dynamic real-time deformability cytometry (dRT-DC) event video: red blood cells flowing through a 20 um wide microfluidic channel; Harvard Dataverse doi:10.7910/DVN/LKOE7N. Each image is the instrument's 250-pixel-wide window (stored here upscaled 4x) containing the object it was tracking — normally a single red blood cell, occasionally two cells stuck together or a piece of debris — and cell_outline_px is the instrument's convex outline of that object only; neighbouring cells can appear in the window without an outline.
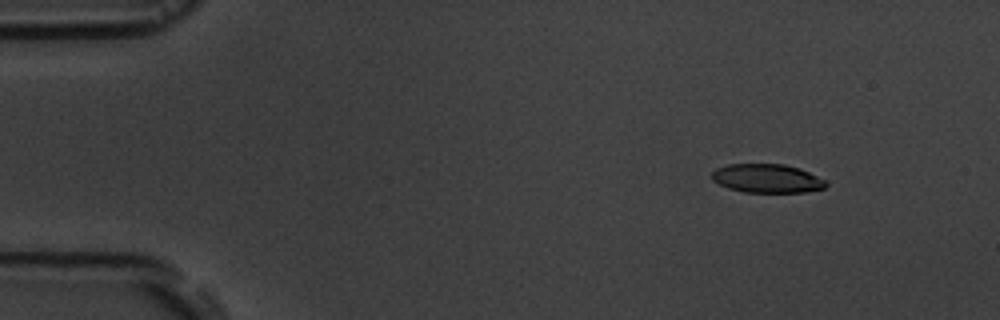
{"species": "common noctule bat (a hibernating species)", "species_latin": "Nyctalus noctula", "temperature_condition": "room temperature", "stored_images_in_passage": 6, "camera_frame_rate_fps": 3000, "um_per_image_px": 0.085, "animal": {"sex": "male", "body_mass_g": 19.5, "forearm_length_mm": 54.6}, "frame": {"image": 1, "passage_image": 2, "time_ms": 1.0, "image_size_px": [1000, 320], "cell_outline_px": [[828, 184], [824, 188], [804, 192], [744, 192], [728, 188], [712, 180], [712, 172], [716, 168], [728, 164], [784, 164], [800, 168], [828, 180]], "centroid_in_image_um": [65.23, 15.16], "position_along_channel_um": 19.8, "area_um2": 19.25}}
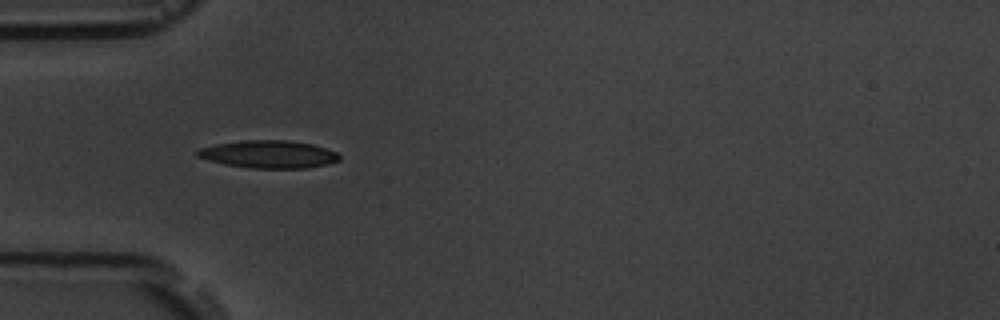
{"frame": {"image": 2, "passage_image": 5, "time_ms": 4.667, "image_size_px": [1000, 320], "cell_outline_px": [[340, 160], [328, 164], [308, 168], [248, 168], [224, 164], [208, 160], [196, 156], [196, 152], [200, 148], [216, 144], [244, 140], [288, 140], [312, 144], [336, 152], [340, 156]], "centroid_in_image_um": [22.84, 13.12], "position_along_channel_um": 62.2, "area_um2": 22.89}}
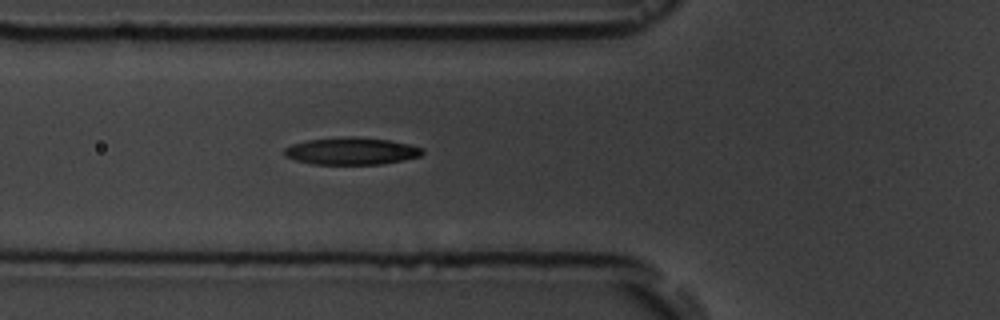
{"frame": {"image": 3, "passage_image": 6, "time_ms": 5.667, "image_size_px": [1000, 320], "cell_outline_px": [[424, 152], [420, 156], [404, 160], [384, 164], [312, 164], [296, 160], [284, 156], [284, 148], [292, 144], [308, 140], [348, 136], [356, 136], [392, 140], [424, 148]], "centroid_in_image_um": [29.9, 12.84], "position_along_channel_um": 95.9, "area_um2": 22.08}}